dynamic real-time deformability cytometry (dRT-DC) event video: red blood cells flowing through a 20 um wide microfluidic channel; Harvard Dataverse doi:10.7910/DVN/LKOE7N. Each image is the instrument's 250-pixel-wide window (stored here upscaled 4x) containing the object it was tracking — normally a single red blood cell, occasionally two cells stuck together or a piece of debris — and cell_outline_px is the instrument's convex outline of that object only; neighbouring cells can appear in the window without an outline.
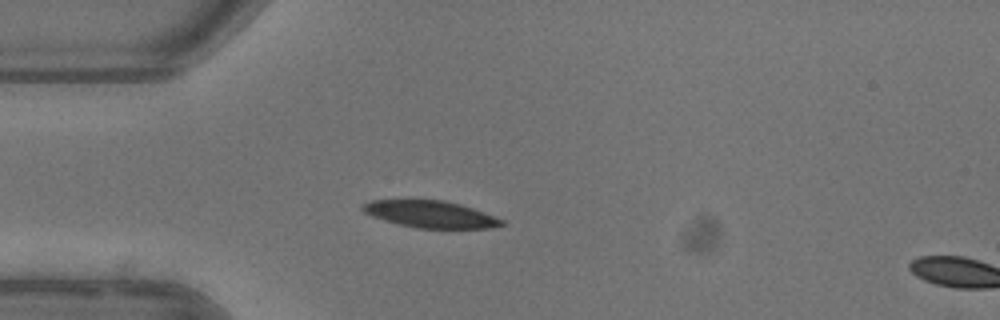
{"species": "common noctule bat (a hibernating species)", "species_latin": "Nyctalus noctula", "temperature_condition": "warm", "stored_images_in_passage": 4, "segment_of_instrument_passage": [1, 2], "camera_frame_rate_fps": 3000, "um_per_image_px": 0.085, "animal": {"sex": "female"}, "frame": {"image": 1, "passage_image": 3, "time_ms": 3.333, "image_size_px": [1000, 320], "cell_outline_px": [[504, 224], [492, 228], [416, 228], [384, 220], [372, 216], [364, 212], [360, 208], [364, 204], [372, 200], [444, 200], [472, 208], [504, 220]], "centroid_in_image_um": [36.58, 18.21], "position_along_channel_um": 48.4, "area_um2": 21.5}}